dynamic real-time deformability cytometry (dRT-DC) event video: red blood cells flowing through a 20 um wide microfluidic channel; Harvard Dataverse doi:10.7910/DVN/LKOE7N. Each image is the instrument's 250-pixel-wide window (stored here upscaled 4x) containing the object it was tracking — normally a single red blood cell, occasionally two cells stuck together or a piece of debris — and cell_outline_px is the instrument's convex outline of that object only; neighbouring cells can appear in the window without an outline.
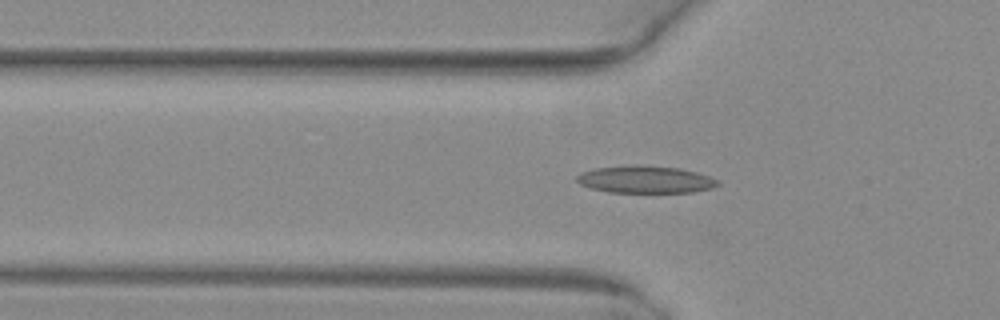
{"species": "common noctule bat (a hibernating species)", "species_latin": "Nyctalus noctula", "temperature_condition": "warm", "stored_images_in_passage": 34, "camera_frame_rate_fps": 3000, "um_per_image_px": 0.085, "animal": {"sex": "female", "body_mass_g": 29.2, "forearm_length_mm": 56.3}, "frame": {"image": 1, "passage_image": 6, "time_ms": 1.667, "image_size_px": [1000, 320], "cell_outline_px": [[720, 184], [712, 188], [692, 192], [608, 192], [592, 188], [580, 184], [576, 180], [576, 176], [580, 172], [596, 168], [628, 164], [636, 164], [680, 168], [696, 172], [708, 176], [716, 180]], "centroid_in_image_um": [54.82, 15.24], "position_along_channel_um": 71.0, "area_um2": 22.48}}
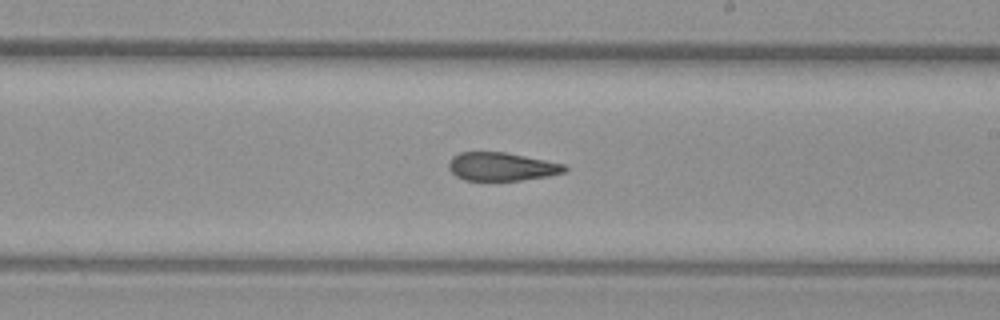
{"frame": {"image": 2, "passage_image": 19, "time_ms": 6.0, "image_size_px": [1000, 320], "cell_outline_px": [[568, 168], [564, 172], [548, 176], [520, 180], [464, 180], [456, 176], [448, 168], [448, 164], [452, 156], [460, 152], [504, 152], [564, 164]], "centroid_in_image_um": [42.6, 14.16], "position_along_channel_um": 246.4, "area_um2": 18.96}}
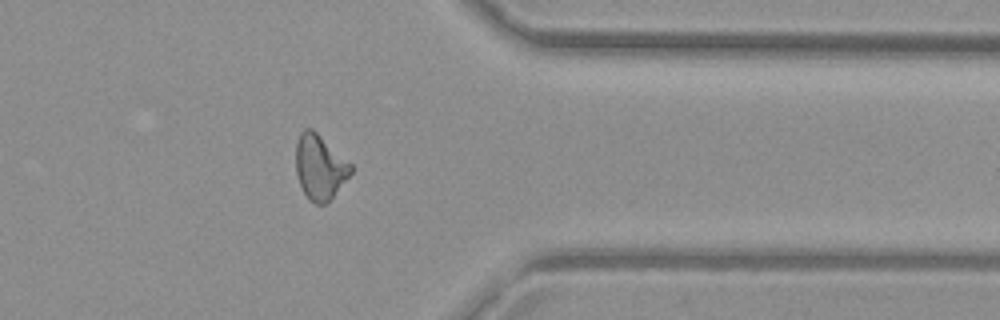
{"frame": {"image": 3, "passage_image": 30, "time_ms": 9.667, "image_size_px": [1000, 320], "cell_outline_px": [[352, 172], [332, 196], [324, 204], [316, 204], [308, 200], [300, 184], [296, 172], [296, 144], [300, 132], [304, 128], [312, 128], [352, 164]], "centroid_in_image_um": [27.16, 14.18], "position_along_channel_um": 384.2, "area_um2": 20.52}}